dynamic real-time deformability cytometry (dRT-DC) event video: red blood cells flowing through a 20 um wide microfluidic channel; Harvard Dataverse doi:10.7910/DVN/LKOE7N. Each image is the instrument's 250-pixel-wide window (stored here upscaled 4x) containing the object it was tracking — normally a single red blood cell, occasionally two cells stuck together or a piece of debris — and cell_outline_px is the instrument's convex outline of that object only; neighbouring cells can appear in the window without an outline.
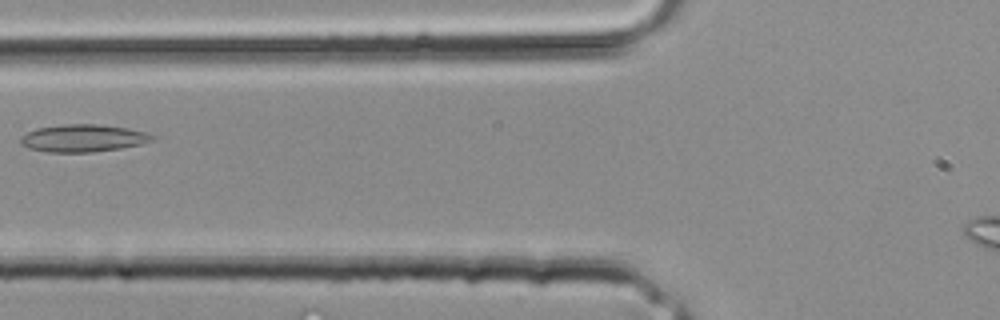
{"species": "common noctule bat (a hibernating species)", "species_latin": "Nyctalus noctula", "temperature_condition": "room temperature", "stored_images_in_passage": 24, "camera_frame_rate_fps": 3000, "um_per_image_px": 0.085, "animal": {"sex": "male", "body_mass_g": 20.4}, "frame": {"image": 1, "passage_image": 7, "time_ms": 2.0, "image_size_px": [1000, 320], "cell_outline_px": [[156, 140], [140, 144], [120, 148], [92, 152], [48, 152], [28, 148], [20, 144], [20, 136], [28, 132], [40, 128], [64, 124], [100, 124], [128, 128], [144, 132], [156, 136]], "centroid_in_image_um": [7.08, 11.74], "position_along_channel_um": 118.7, "area_um2": 21.04}}
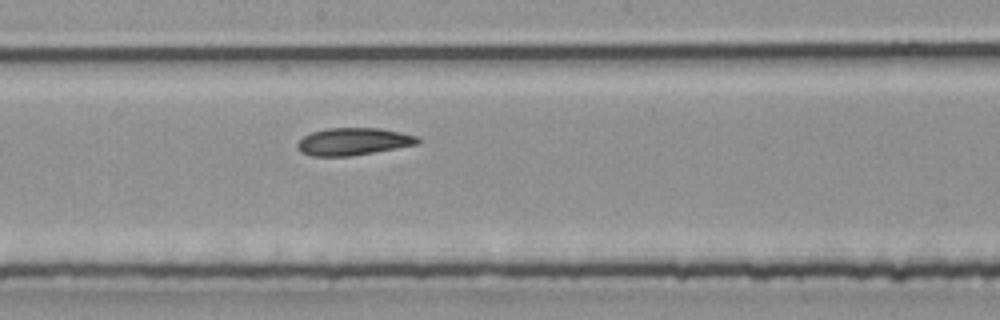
{"frame": {"image": 2, "passage_image": 12, "time_ms": 3.667, "image_size_px": [1000, 320], "cell_outline_px": [[420, 144], [352, 156], [312, 156], [300, 152], [296, 148], [296, 144], [304, 136], [312, 132], [328, 128], [380, 128], [400, 132], [416, 136], [420, 140]], "centroid_in_image_um": [30.03, 12.04], "position_along_channel_um": 218.2, "area_um2": 19.25}}
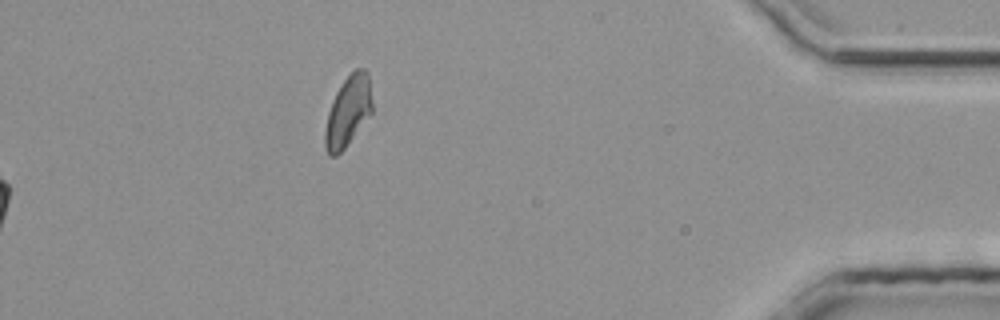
{"frame": {"image": 3, "passage_image": 24, "time_ms": 7.667, "image_size_px": [1000, 320], "cell_outline_px": [[372, 112], [344, 148], [336, 156], [328, 156], [324, 144], [324, 132], [328, 112], [332, 100], [336, 92], [344, 80], [356, 68], [364, 68], [368, 72], [372, 100]], "centroid_in_image_um": [29.57, 9.46], "position_along_channel_um": 405.6, "area_um2": 19.25}}